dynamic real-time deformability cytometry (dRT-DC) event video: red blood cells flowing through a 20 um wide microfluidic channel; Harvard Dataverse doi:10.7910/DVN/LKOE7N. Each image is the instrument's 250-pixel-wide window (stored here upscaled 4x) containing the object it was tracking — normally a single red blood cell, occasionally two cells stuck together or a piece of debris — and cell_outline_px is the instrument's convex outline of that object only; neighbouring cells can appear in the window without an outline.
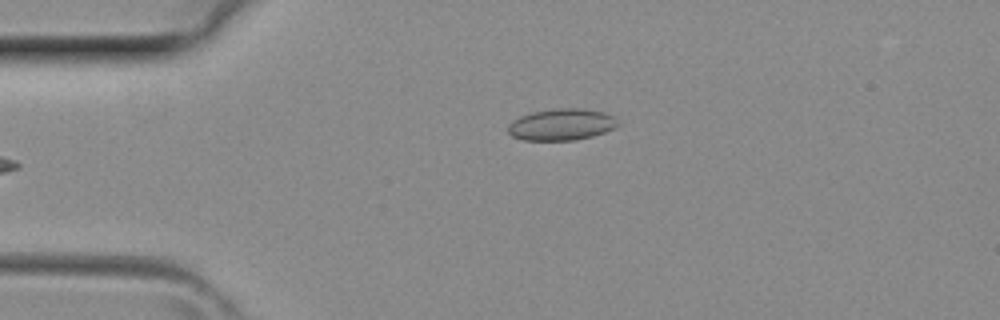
{"species": "common noctule bat (a hibernating species)", "species_latin": "Nyctalus noctula", "temperature_condition": "room temperature", "stored_images_in_passage": 28, "camera_frame_rate_fps": 3000, "um_per_image_px": 0.085, "animal": {"sex": "female", "body_mass_g": 29.2, "forearm_length_mm": 56.3}, "frame": {"image": 1, "passage_image": 1, "time_ms": 0.0, "image_size_px": [1000, 320], "cell_outline_px": [[620, 124], [616, 128], [592, 136], [576, 140], [524, 140], [512, 136], [508, 132], [508, 124], [512, 120], [520, 116], [532, 112], [552, 108], [584, 108], [604, 112], [612, 116]], "centroid_in_image_um": [47.72, 10.57], "position_along_channel_um": 37.3, "area_um2": 20.4}}
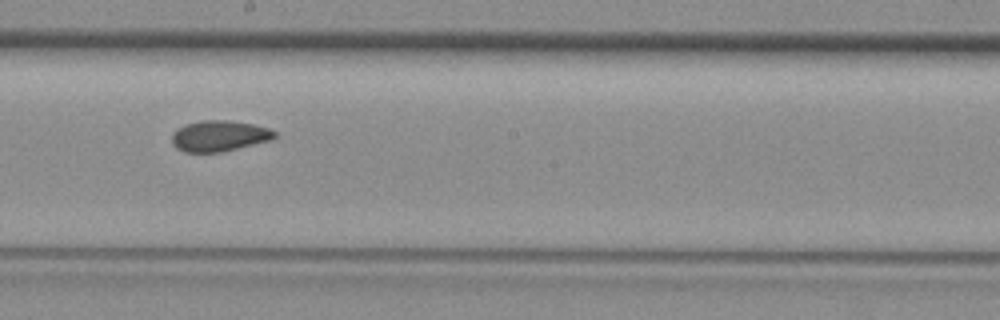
{"frame": {"image": 2, "passage_image": 14, "time_ms": 4.333, "image_size_px": [1000, 320], "cell_outline_px": [[276, 136], [272, 140], [224, 152], [184, 152], [176, 148], [172, 144], [172, 132], [188, 124], [204, 120], [224, 120], [252, 124], [268, 128], [276, 132]], "centroid_in_image_um": [18.65, 11.57], "position_along_channel_um": 229.6, "area_um2": 18.44}}
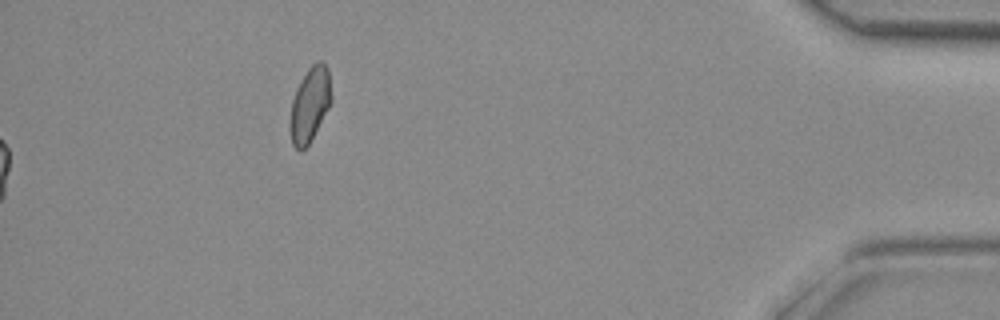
{"frame": {"image": 3, "passage_image": 28, "time_ms": 9.0, "image_size_px": [1000, 320], "cell_outline_px": [[332, 100], [328, 108], [308, 144], [300, 152], [292, 144], [288, 128], [292, 100], [296, 88], [300, 80], [308, 68], [316, 60], [320, 60], [328, 68], [332, 96]], "centroid_in_image_um": [26.31, 8.86], "position_along_channel_um": 408.9, "area_um2": 18.03}}